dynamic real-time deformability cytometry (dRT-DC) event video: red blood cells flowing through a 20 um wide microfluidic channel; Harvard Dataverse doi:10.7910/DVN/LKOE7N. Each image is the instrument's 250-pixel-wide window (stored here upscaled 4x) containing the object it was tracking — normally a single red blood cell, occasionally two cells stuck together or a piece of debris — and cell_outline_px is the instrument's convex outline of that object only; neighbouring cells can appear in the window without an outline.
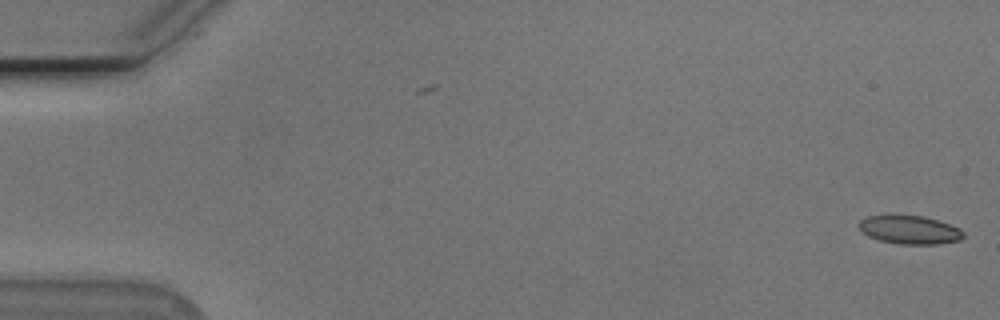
{"species": "Egyptian fruit bat (a non-hibernating species)", "species_latin": "Rousettus aegyptiacus", "temperature_condition": "cold", "stored_images_in_passage": 5, "camera_frame_rate_fps": 3000, "um_per_image_px": 0.085, "animal": {"sex": "male"}, "frame": {"image": 1, "passage_image": 5, "time_ms": 1.333, "image_size_px": [1000, 320], "cell_outline_px": [[964, 236], [960, 240], [936, 244], [900, 244], [880, 240], [868, 236], [860, 228], [860, 220], [868, 216], [924, 216], [960, 228], [964, 232]], "centroid_in_image_um": [77.36, 19.54], "position_along_channel_um": 7.6, "area_um2": 16.94}}